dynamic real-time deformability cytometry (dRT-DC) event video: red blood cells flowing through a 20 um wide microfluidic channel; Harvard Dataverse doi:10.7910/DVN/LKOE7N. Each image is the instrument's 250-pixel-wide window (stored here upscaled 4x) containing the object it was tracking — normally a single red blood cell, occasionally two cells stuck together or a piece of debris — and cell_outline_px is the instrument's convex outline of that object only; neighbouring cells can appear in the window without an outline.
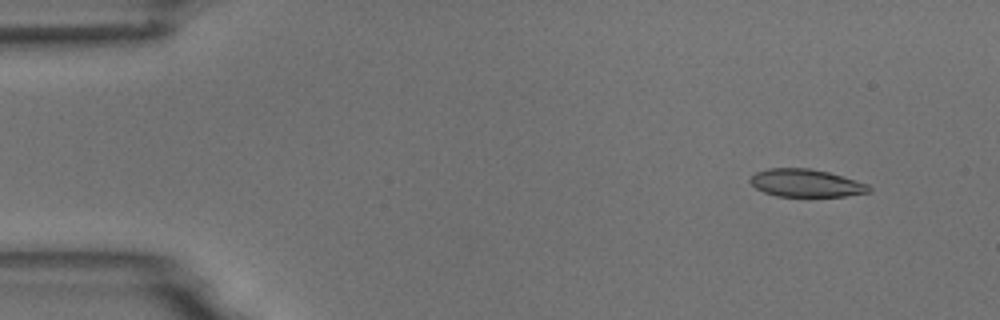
{"species": "common noctule bat (a hibernating species)", "species_latin": "Nyctalus noctula", "temperature_condition": "room temperature", "stored_images_in_passage": 4, "camera_frame_rate_fps": 3000, "um_per_image_px": 0.085, "animal": {"sex": "male", "body_mass_g": 18.8}, "frame": {"image": 1, "passage_image": 1, "time_ms": 0.0, "image_size_px": [1000, 320], "cell_outline_px": [[872, 188], [868, 192], [844, 196], [776, 196], [764, 192], [756, 188], [748, 180], [756, 172], [768, 168], [808, 168], [828, 172], [856, 180], [868, 184]], "centroid_in_image_um": [68.49, 15.56], "position_along_channel_um": 16.5, "area_um2": 19.07}}
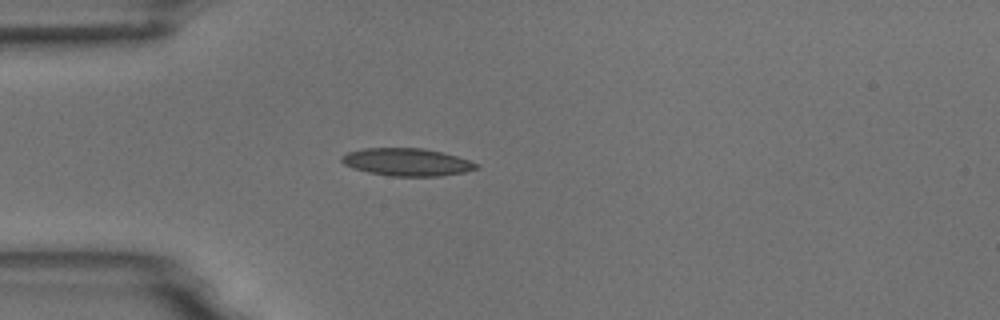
{"frame": {"image": 2, "passage_image": 4, "time_ms": 3.333, "image_size_px": [1000, 320], "cell_outline_px": [[480, 168], [464, 172], [440, 176], [392, 176], [368, 172], [352, 168], [344, 164], [340, 160], [340, 156], [348, 152], [364, 148], [424, 148], [444, 152], [480, 164]], "centroid_in_image_um": [34.6, 13.77], "position_along_channel_um": 50.4, "area_um2": 21.79}}